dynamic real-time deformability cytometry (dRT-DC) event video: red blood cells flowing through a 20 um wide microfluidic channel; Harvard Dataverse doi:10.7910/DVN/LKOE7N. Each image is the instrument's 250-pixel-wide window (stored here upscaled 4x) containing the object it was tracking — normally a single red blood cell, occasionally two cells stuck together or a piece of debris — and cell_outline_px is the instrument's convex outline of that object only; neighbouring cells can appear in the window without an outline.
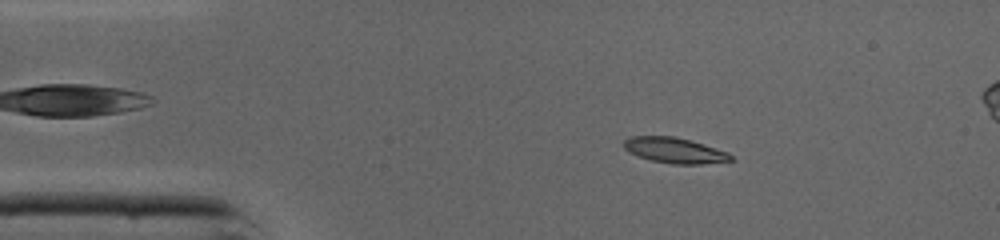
{"species": "common noctule bat (a hibernating species)", "species_latin": "Nyctalus noctula", "temperature_condition": "cold", "stored_images_in_passage": 46, "camera_frame_rate_fps": 3000, "um_per_image_px": 0.085, "animal": {"sex": "male", "body_mass_g": 19.0, "forearm_length_mm": 50.8}, "frame": {"image": 1, "passage_image": 7, "time_ms": 2.0, "image_size_px": [1000, 240], "cell_outline_px": [[736, 160], [700, 164], [672, 164], [652, 160], [628, 152], [624, 148], [624, 140], [632, 136], [676, 136], [704, 144], [728, 152]], "centroid_in_image_um": [57.37, 12.78], "position_along_channel_um": 27.6, "area_um2": 15.9}}
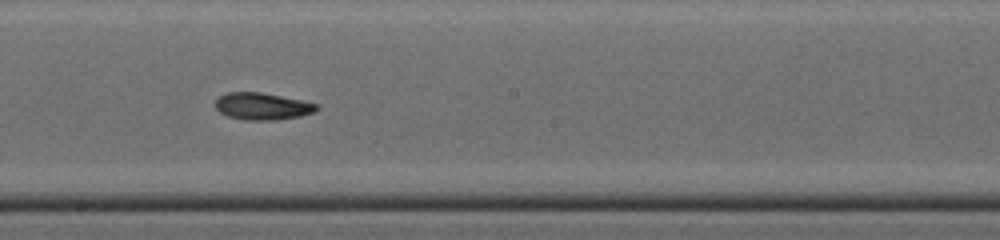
{"frame": {"image": 2, "passage_image": 24, "time_ms": 7.667, "image_size_px": [1000, 240], "cell_outline_px": [[320, 108], [312, 112], [300, 116], [276, 120], [244, 120], [228, 116], [220, 112], [216, 108], [216, 100], [220, 96], [228, 92], [260, 92], [320, 104]], "centroid_in_image_um": [22.31, 9.04], "position_along_channel_um": 225.9, "area_um2": 15.84}}
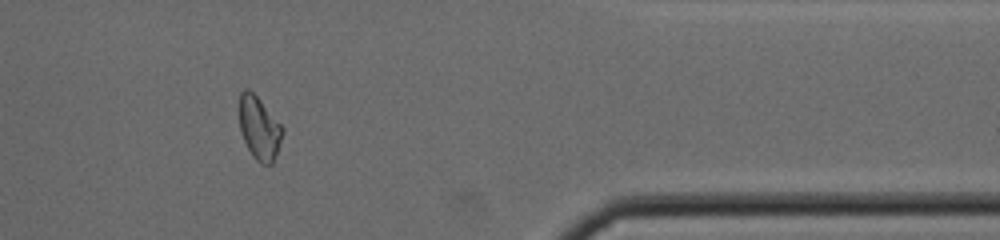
{"frame": {"image": 3, "passage_image": 37, "time_ms": 12.0, "image_size_px": [1000, 240], "cell_outline_px": [[284, 132], [272, 164], [260, 164], [252, 156], [244, 140], [240, 128], [240, 92], [244, 88], [248, 88], [260, 100], [284, 128]], "centroid_in_image_um": [22.04, 10.89], "position_along_channel_um": 389.4, "area_um2": 15.66}, "authors_computed_cell_mechanics": {"area_um2": 16.0395, "velocity_mm_per_s": 4.3579, "shape_relaxation_time_tau1_ms": 2.0272, "shape_relaxation_time_tau2_ms": 2.7178, "deformation_change_tau1": 0.1448, "deformation_change_tau2": 0.0915}}